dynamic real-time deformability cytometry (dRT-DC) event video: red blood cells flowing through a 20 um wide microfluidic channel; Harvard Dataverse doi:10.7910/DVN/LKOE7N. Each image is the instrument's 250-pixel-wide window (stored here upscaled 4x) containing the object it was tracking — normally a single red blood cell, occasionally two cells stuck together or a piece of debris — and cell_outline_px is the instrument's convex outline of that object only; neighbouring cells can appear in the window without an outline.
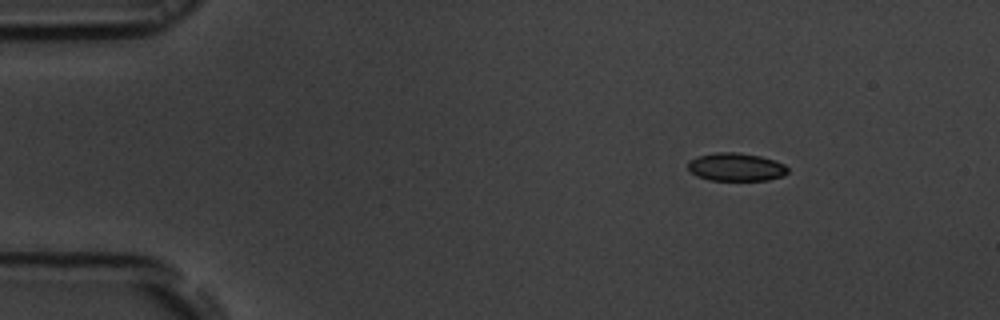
{"species": "common noctule bat (a hibernating species)", "species_latin": "Nyctalus noctula", "temperature_condition": "room temperature", "stored_images_in_passage": 53, "camera_frame_rate_fps": 3000, "um_per_image_px": 0.085, "animal": {"sex": "male", "body_mass_g": 19.5, "forearm_length_mm": 54.6}, "frame": {"image": 1, "passage_image": 6, "time_ms": 1.667, "image_size_px": [1000, 320], "cell_outline_px": [[788, 172], [784, 176], [768, 180], [708, 180], [696, 176], [688, 168], [688, 160], [696, 156], [716, 152], [736, 152], [760, 156], [784, 164], [788, 168]], "centroid_in_image_um": [62.54, 14.2], "position_along_channel_um": 22.5, "area_um2": 16.42}}
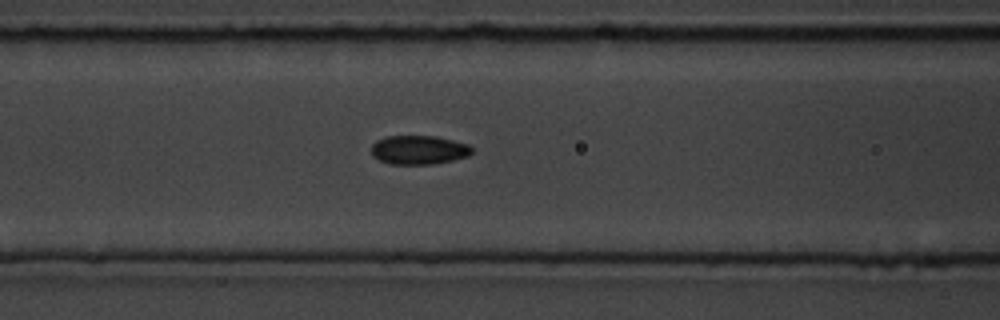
{"frame": {"image": 2, "passage_image": 21, "time_ms": 6.667, "image_size_px": [1000, 320], "cell_outline_px": [[472, 152], [468, 156], [452, 160], [432, 164], [388, 164], [372, 156], [372, 144], [376, 140], [388, 136], [436, 136], [468, 144], [472, 148]], "centroid_in_image_um": [35.58, 12.74], "position_along_channel_um": 131.0, "area_um2": 16.94}}
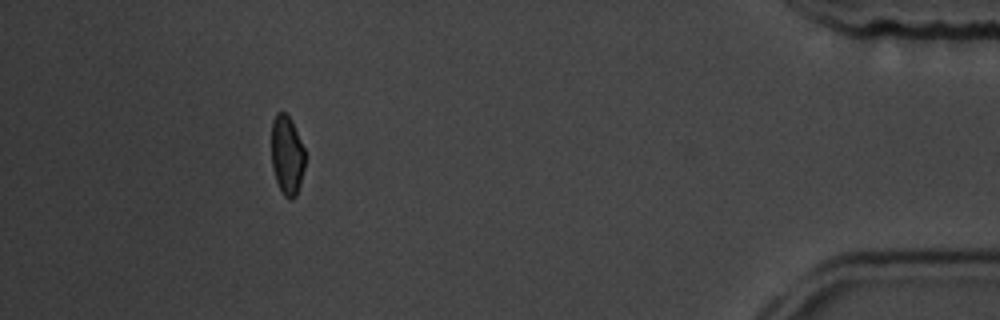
{"frame": {"image": 3, "passage_image": 48, "time_ms": 15.667, "image_size_px": [1000, 320], "cell_outline_px": [[304, 168], [300, 184], [296, 196], [292, 200], [288, 200], [284, 196], [276, 180], [272, 168], [272, 120], [276, 112], [284, 112], [292, 120], [304, 148]], "centroid_in_image_um": [24.39, 13.19], "position_along_channel_um": 410.8, "area_um2": 15.55}, "authors_computed_cell_mechanics": {"area_um2": 16.8198, "velocity_mm_per_s": 3.7614, "shape_relaxation_time_tau1_ms": 4.0223, "shape_relaxation_time_tau2_ms": 2.0419, "deformation_change_tau1": 0.0841, "deformation_change_tau2": 0.0471}}